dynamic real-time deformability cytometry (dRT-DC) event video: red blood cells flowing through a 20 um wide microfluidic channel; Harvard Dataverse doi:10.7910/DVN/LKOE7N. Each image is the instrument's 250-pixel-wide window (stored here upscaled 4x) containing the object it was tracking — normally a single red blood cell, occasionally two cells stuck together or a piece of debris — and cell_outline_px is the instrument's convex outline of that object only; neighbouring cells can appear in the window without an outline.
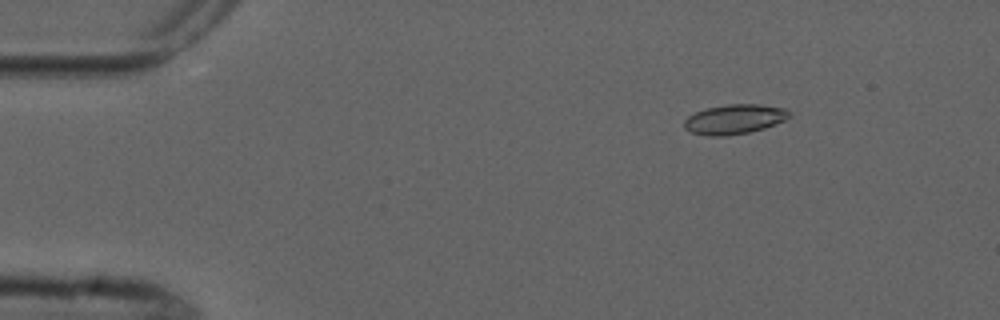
{"species": "common noctule bat (a hibernating species)", "species_latin": "Nyctalus noctula", "temperature_condition": "cold", "stored_images_in_passage": 5, "camera_frame_rate_fps": 3000, "um_per_image_px": 0.085, "animal": {"sex": "male", "forearm_length_mm": 52.5}, "frame": {"image": 1, "passage_image": 3, "time_ms": 2.333, "image_size_px": [1000, 320], "cell_outline_px": [[792, 112], [784, 120], [764, 128], [748, 132], [728, 136], [708, 136], [692, 132], [684, 128], [684, 120], [688, 116], [696, 112], [708, 108], [728, 104], [760, 104], [784, 108]], "centroid_in_image_um": [62.42, 10.13], "position_along_channel_um": 22.6, "area_um2": 18.03}}